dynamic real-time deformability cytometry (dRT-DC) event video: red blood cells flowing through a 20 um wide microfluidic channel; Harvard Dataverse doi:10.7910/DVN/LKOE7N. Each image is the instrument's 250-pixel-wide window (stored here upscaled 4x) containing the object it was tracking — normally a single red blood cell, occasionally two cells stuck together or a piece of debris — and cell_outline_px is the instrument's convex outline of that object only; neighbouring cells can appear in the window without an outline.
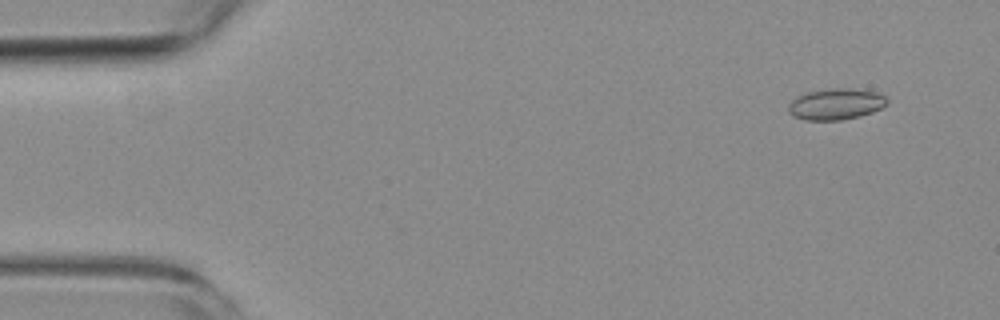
{"species": "common noctule bat (a hibernating species)", "species_latin": "Nyctalus noctula", "temperature_condition": "room temperature", "stored_images_in_passage": 3, "camera_frame_rate_fps": 3000, "um_per_image_px": 0.085, "animal": {"sex": "female", "body_mass_g": 19.3, "forearm_length_mm": 54.1}, "frame": {"image": 1, "passage_image": 1, "time_ms": 0.0, "image_size_px": [1000, 320], "cell_outline_px": [[888, 104], [872, 112], [860, 116], [840, 120], [804, 120], [792, 116], [788, 112], [788, 104], [792, 100], [808, 92], [828, 88], [852, 88], [876, 92], [884, 96], [888, 100]], "centroid_in_image_um": [71.04, 8.85], "position_along_channel_um": 14.0, "area_um2": 17.98}}